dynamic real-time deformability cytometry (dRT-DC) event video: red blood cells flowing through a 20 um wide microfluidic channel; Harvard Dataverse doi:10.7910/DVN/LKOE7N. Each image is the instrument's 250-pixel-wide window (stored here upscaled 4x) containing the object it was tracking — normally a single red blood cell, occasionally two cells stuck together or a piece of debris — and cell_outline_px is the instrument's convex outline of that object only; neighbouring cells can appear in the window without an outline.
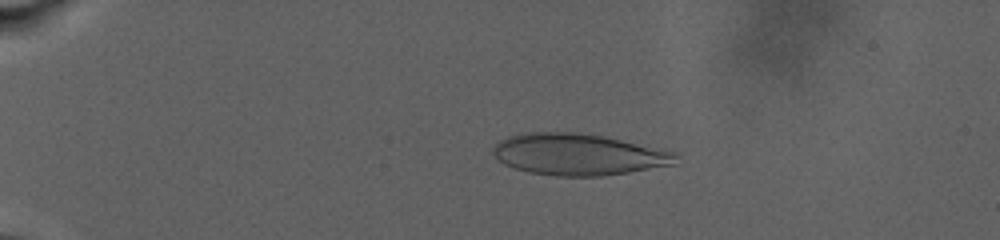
{"species": "human", "species_latin": "Homo sapiens", "temperature_condition": "warm", "stored_images_in_passage": 46, "camera_frame_rate_fps": 3000, "um_per_image_px": 0.085, "donor": {"sex": "male"}, "frame": {"image": 1, "passage_image": 13, "time_ms": 6.0, "image_size_px": [1000, 240], "cell_outline_px": [[680, 156], [676, 164], [628, 172], [600, 176], [556, 176], [528, 172], [504, 164], [492, 152], [492, 148], [500, 140], [508, 136], [524, 132], [576, 132], [604, 136], [664, 148], [676, 152]], "centroid_in_image_um": [49.22, 13.11], "position_along_channel_um": 35.8, "area_um2": 44.56}}
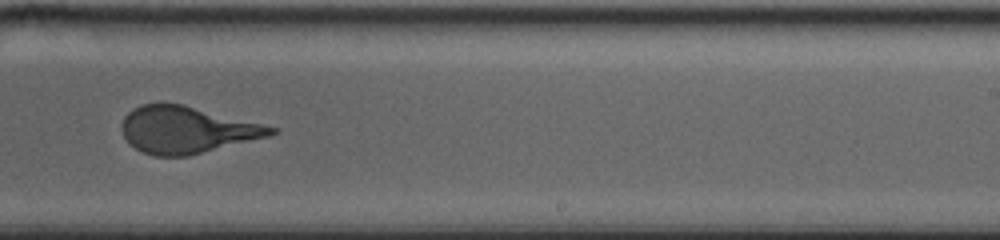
{"frame": {"image": 2, "passage_image": 32, "time_ms": 18.0, "image_size_px": [1000, 240], "cell_outline_px": [[280, 132], [268, 136], [188, 156], [156, 156], [144, 152], [128, 144], [120, 128], [120, 124], [124, 116], [128, 112], [140, 104], [160, 100], [184, 104], [280, 128]], "centroid_in_image_um": [15.84, 10.99], "position_along_channel_um": 273.2, "area_um2": 41.38}}
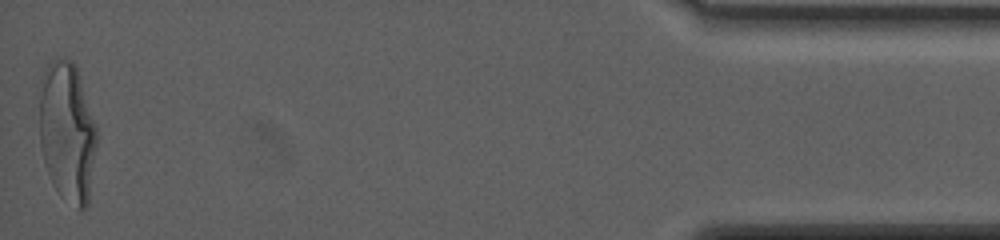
{"frame": {"image": 3, "passage_image": 46, "time_ms": 26.667, "image_size_px": [1000, 240], "cell_outline_px": [[96, 148], [88, 208], [80, 212], [60, 196], [52, 184], [44, 160], [40, 144], [40, 80], [44, 68], [56, 56], [72, 60], [76, 64], [96, 124]], "centroid_in_image_um": [5.72, 11.22], "position_along_channel_um": 429.5, "area_um2": 47.63}, "authors_computed_cell_mechanics": {"area_um2": 43.35, "velocity_mm_per_s": 2.6542, "shape_relaxation_time_tau1_ms": 6.3458, "shape_relaxation_time_tau2_ms": null, "deformation_change_tau1": 0.2265, "deformation_change_tau2": null}}